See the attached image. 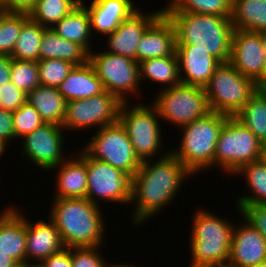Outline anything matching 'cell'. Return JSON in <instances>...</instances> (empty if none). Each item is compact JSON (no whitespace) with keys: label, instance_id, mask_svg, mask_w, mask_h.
<instances>
[{"label":"cell","instance_id":"1","mask_svg":"<svg viewBox=\"0 0 266 267\" xmlns=\"http://www.w3.org/2000/svg\"><path fill=\"white\" fill-rule=\"evenodd\" d=\"M191 176L194 175L171 152L156 160L143 161L132 177L130 205H135L130 216L132 225L145 226L149 219L170 207Z\"/></svg>","mask_w":266,"mask_h":267},{"label":"cell","instance_id":"2","mask_svg":"<svg viewBox=\"0 0 266 267\" xmlns=\"http://www.w3.org/2000/svg\"><path fill=\"white\" fill-rule=\"evenodd\" d=\"M47 217L66 248L104 245L107 227L102 206L87 198H53ZM53 203V204H52ZM104 239V240H103Z\"/></svg>","mask_w":266,"mask_h":267},{"label":"cell","instance_id":"3","mask_svg":"<svg viewBox=\"0 0 266 267\" xmlns=\"http://www.w3.org/2000/svg\"><path fill=\"white\" fill-rule=\"evenodd\" d=\"M172 22L176 44H192L208 51L221 63L231 57L234 27L230 17L189 12H163Z\"/></svg>","mask_w":266,"mask_h":267},{"label":"cell","instance_id":"4","mask_svg":"<svg viewBox=\"0 0 266 267\" xmlns=\"http://www.w3.org/2000/svg\"><path fill=\"white\" fill-rule=\"evenodd\" d=\"M189 235V267H215L229 259L235 223L208 209L195 210ZM228 220V221H227Z\"/></svg>","mask_w":266,"mask_h":267},{"label":"cell","instance_id":"5","mask_svg":"<svg viewBox=\"0 0 266 267\" xmlns=\"http://www.w3.org/2000/svg\"><path fill=\"white\" fill-rule=\"evenodd\" d=\"M230 116L209 112L182 128L177 148L170 152L193 174L214 167V155L220 131Z\"/></svg>","mask_w":266,"mask_h":267},{"label":"cell","instance_id":"6","mask_svg":"<svg viewBox=\"0 0 266 267\" xmlns=\"http://www.w3.org/2000/svg\"><path fill=\"white\" fill-rule=\"evenodd\" d=\"M130 102H123L121 105L119 121L127 131L136 156L141 162L156 159V156L164 157L170 149L166 152L163 150L168 146H164L163 126L159 124L160 117L155 106L141 101L132 106Z\"/></svg>","mask_w":266,"mask_h":267},{"label":"cell","instance_id":"7","mask_svg":"<svg viewBox=\"0 0 266 267\" xmlns=\"http://www.w3.org/2000/svg\"><path fill=\"white\" fill-rule=\"evenodd\" d=\"M204 90L210 111L235 117L257 91V83L228 62L214 71Z\"/></svg>","mask_w":266,"mask_h":267},{"label":"cell","instance_id":"8","mask_svg":"<svg viewBox=\"0 0 266 267\" xmlns=\"http://www.w3.org/2000/svg\"><path fill=\"white\" fill-rule=\"evenodd\" d=\"M262 142L239 120L229 117L216 144L214 168L233 175L243 165L259 160Z\"/></svg>","mask_w":266,"mask_h":267},{"label":"cell","instance_id":"9","mask_svg":"<svg viewBox=\"0 0 266 267\" xmlns=\"http://www.w3.org/2000/svg\"><path fill=\"white\" fill-rule=\"evenodd\" d=\"M157 91L159 92L153 98L152 104L166 124L170 123L181 129L211 112L204 87L181 83Z\"/></svg>","mask_w":266,"mask_h":267},{"label":"cell","instance_id":"10","mask_svg":"<svg viewBox=\"0 0 266 267\" xmlns=\"http://www.w3.org/2000/svg\"><path fill=\"white\" fill-rule=\"evenodd\" d=\"M83 146L82 150L89 157L121 169L131 177L142 163L136 156L127 131L119 120L96 130L87 145Z\"/></svg>","mask_w":266,"mask_h":267},{"label":"cell","instance_id":"11","mask_svg":"<svg viewBox=\"0 0 266 267\" xmlns=\"http://www.w3.org/2000/svg\"><path fill=\"white\" fill-rule=\"evenodd\" d=\"M76 153L86 162L87 196L96 205L104 203H131L132 177L108 163L89 157L82 148Z\"/></svg>","mask_w":266,"mask_h":267},{"label":"cell","instance_id":"12","mask_svg":"<svg viewBox=\"0 0 266 267\" xmlns=\"http://www.w3.org/2000/svg\"><path fill=\"white\" fill-rule=\"evenodd\" d=\"M89 63L102 81L104 89L115 94L122 102H129L141 92L139 63L129 57L104 50L89 53ZM132 95V96H130Z\"/></svg>","mask_w":266,"mask_h":267},{"label":"cell","instance_id":"13","mask_svg":"<svg viewBox=\"0 0 266 267\" xmlns=\"http://www.w3.org/2000/svg\"><path fill=\"white\" fill-rule=\"evenodd\" d=\"M123 102L108 91L91 98L73 100L66 103L65 118L62 127L65 131H86L114 124L119 120V111ZM85 129V130H84Z\"/></svg>","mask_w":266,"mask_h":267},{"label":"cell","instance_id":"14","mask_svg":"<svg viewBox=\"0 0 266 267\" xmlns=\"http://www.w3.org/2000/svg\"><path fill=\"white\" fill-rule=\"evenodd\" d=\"M66 131L62 126L52 123H44L36 128L33 132L23 136L21 141L20 154L25 160H30L29 163L40 167L43 171L51 170L53 167L62 163L68 153L64 150V134ZM23 146V147H22Z\"/></svg>","mask_w":266,"mask_h":267},{"label":"cell","instance_id":"15","mask_svg":"<svg viewBox=\"0 0 266 267\" xmlns=\"http://www.w3.org/2000/svg\"><path fill=\"white\" fill-rule=\"evenodd\" d=\"M139 9L111 34L106 35L105 50L111 54H119L136 61L137 45L146 29L163 13V8L155 11ZM143 12V13H142Z\"/></svg>","mask_w":266,"mask_h":267},{"label":"cell","instance_id":"16","mask_svg":"<svg viewBox=\"0 0 266 267\" xmlns=\"http://www.w3.org/2000/svg\"><path fill=\"white\" fill-rule=\"evenodd\" d=\"M264 49L259 32L234 30L230 63L256 83L265 78Z\"/></svg>","mask_w":266,"mask_h":267},{"label":"cell","instance_id":"17","mask_svg":"<svg viewBox=\"0 0 266 267\" xmlns=\"http://www.w3.org/2000/svg\"><path fill=\"white\" fill-rule=\"evenodd\" d=\"M241 224H236L232 233L229 264L236 267H249L266 261V240L243 217ZM239 226V227H238Z\"/></svg>","mask_w":266,"mask_h":267},{"label":"cell","instance_id":"18","mask_svg":"<svg viewBox=\"0 0 266 267\" xmlns=\"http://www.w3.org/2000/svg\"><path fill=\"white\" fill-rule=\"evenodd\" d=\"M180 79L183 84L205 87L221 62L192 44H176Z\"/></svg>","mask_w":266,"mask_h":267},{"label":"cell","instance_id":"19","mask_svg":"<svg viewBox=\"0 0 266 267\" xmlns=\"http://www.w3.org/2000/svg\"><path fill=\"white\" fill-rule=\"evenodd\" d=\"M84 2L81 0L80 3L89 14L92 35L94 32L103 36L113 33L139 9L132 0H91L90 5Z\"/></svg>","mask_w":266,"mask_h":267},{"label":"cell","instance_id":"20","mask_svg":"<svg viewBox=\"0 0 266 267\" xmlns=\"http://www.w3.org/2000/svg\"><path fill=\"white\" fill-rule=\"evenodd\" d=\"M176 52V32L172 22L162 13L144 32L137 45L138 63Z\"/></svg>","mask_w":266,"mask_h":267},{"label":"cell","instance_id":"21","mask_svg":"<svg viewBox=\"0 0 266 267\" xmlns=\"http://www.w3.org/2000/svg\"><path fill=\"white\" fill-rule=\"evenodd\" d=\"M28 219L26 216V263L43 262L64 248L59 231L49 218L36 222Z\"/></svg>","mask_w":266,"mask_h":267},{"label":"cell","instance_id":"22","mask_svg":"<svg viewBox=\"0 0 266 267\" xmlns=\"http://www.w3.org/2000/svg\"><path fill=\"white\" fill-rule=\"evenodd\" d=\"M73 153L71 152L72 155L67 156L62 163L51 169V172L52 170L57 172L54 173L57 176L54 198H86L87 196L86 162L76 152L73 151Z\"/></svg>","mask_w":266,"mask_h":267},{"label":"cell","instance_id":"23","mask_svg":"<svg viewBox=\"0 0 266 267\" xmlns=\"http://www.w3.org/2000/svg\"><path fill=\"white\" fill-rule=\"evenodd\" d=\"M15 208L0 223V253L7 254L20 266L26 263V216Z\"/></svg>","mask_w":266,"mask_h":267},{"label":"cell","instance_id":"24","mask_svg":"<svg viewBox=\"0 0 266 267\" xmlns=\"http://www.w3.org/2000/svg\"><path fill=\"white\" fill-rule=\"evenodd\" d=\"M58 90L67 102L91 98L105 91L102 81L89 61L83 65L74 66Z\"/></svg>","mask_w":266,"mask_h":267},{"label":"cell","instance_id":"25","mask_svg":"<svg viewBox=\"0 0 266 267\" xmlns=\"http://www.w3.org/2000/svg\"><path fill=\"white\" fill-rule=\"evenodd\" d=\"M39 48L40 60L61 59L78 66L87 63L89 58L81 45L60 37L52 27L44 29Z\"/></svg>","mask_w":266,"mask_h":267},{"label":"cell","instance_id":"26","mask_svg":"<svg viewBox=\"0 0 266 267\" xmlns=\"http://www.w3.org/2000/svg\"><path fill=\"white\" fill-rule=\"evenodd\" d=\"M52 29L64 39L81 45L88 53L92 51V30L87 9L80 3ZM92 46V47H91Z\"/></svg>","mask_w":266,"mask_h":267},{"label":"cell","instance_id":"27","mask_svg":"<svg viewBox=\"0 0 266 267\" xmlns=\"http://www.w3.org/2000/svg\"><path fill=\"white\" fill-rule=\"evenodd\" d=\"M27 102L34 107L45 123L62 126L67 101L59 93L58 88L38 85L27 95Z\"/></svg>","mask_w":266,"mask_h":267},{"label":"cell","instance_id":"28","mask_svg":"<svg viewBox=\"0 0 266 267\" xmlns=\"http://www.w3.org/2000/svg\"><path fill=\"white\" fill-rule=\"evenodd\" d=\"M140 82L149 80L159 83L162 90L181 84L178 58L176 52L166 57L148 59L139 63Z\"/></svg>","mask_w":266,"mask_h":267},{"label":"cell","instance_id":"29","mask_svg":"<svg viewBox=\"0 0 266 267\" xmlns=\"http://www.w3.org/2000/svg\"><path fill=\"white\" fill-rule=\"evenodd\" d=\"M230 19L234 30H266V0H232Z\"/></svg>","mask_w":266,"mask_h":267},{"label":"cell","instance_id":"30","mask_svg":"<svg viewBox=\"0 0 266 267\" xmlns=\"http://www.w3.org/2000/svg\"><path fill=\"white\" fill-rule=\"evenodd\" d=\"M243 176L251 194L237 197L235 205L266 204V166L256 160L243 165L232 177Z\"/></svg>","mask_w":266,"mask_h":267},{"label":"cell","instance_id":"31","mask_svg":"<svg viewBox=\"0 0 266 267\" xmlns=\"http://www.w3.org/2000/svg\"><path fill=\"white\" fill-rule=\"evenodd\" d=\"M45 28L29 18L21 28L15 48L10 57L16 60L38 62L40 60L39 47Z\"/></svg>","mask_w":266,"mask_h":267},{"label":"cell","instance_id":"32","mask_svg":"<svg viewBox=\"0 0 266 267\" xmlns=\"http://www.w3.org/2000/svg\"><path fill=\"white\" fill-rule=\"evenodd\" d=\"M262 143L266 141V101L256 91L235 115Z\"/></svg>","mask_w":266,"mask_h":267},{"label":"cell","instance_id":"33","mask_svg":"<svg viewBox=\"0 0 266 267\" xmlns=\"http://www.w3.org/2000/svg\"><path fill=\"white\" fill-rule=\"evenodd\" d=\"M80 2L81 0H38L28 16L41 26L51 28L67 16Z\"/></svg>","mask_w":266,"mask_h":267},{"label":"cell","instance_id":"34","mask_svg":"<svg viewBox=\"0 0 266 267\" xmlns=\"http://www.w3.org/2000/svg\"><path fill=\"white\" fill-rule=\"evenodd\" d=\"M163 12H189L231 17L232 0H169Z\"/></svg>","mask_w":266,"mask_h":267},{"label":"cell","instance_id":"35","mask_svg":"<svg viewBox=\"0 0 266 267\" xmlns=\"http://www.w3.org/2000/svg\"><path fill=\"white\" fill-rule=\"evenodd\" d=\"M29 19L26 13L0 11V54L11 56L23 24Z\"/></svg>","mask_w":266,"mask_h":267},{"label":"cell","instance_id":"36","mask_svg":"<svg viewBox=\"0 0 266 267\" xmlns=\"http://www.w3.org/2000/svg\"><path fill=\"white\" fill-rule=\"evenodd\" d=\"M11 83L27 95L33 91L40 85L37 61L11 58Z\"/></svg>","mask_w":266,"mask_h":267},{"label":"cell","instance_id":"37","mask_svg":"<svg viewBox=\"0 0 266 267\" xmlns=\"http://www.w3.org/2000/svg\"><path fill=\"white\" fill-rule=\"evenodd\" d=\"M38 71L40 85L58 88L75 66L71 62L61 59L39 60Z\"/></svg>","mask_w":266,"mask_h":267},{"label":"cell","instance_id":"38","mask_svg":"<svg viewBox=\"0 0 266 267\" xmlns=\"http://www.w3.org/2000/svg\"><path fill=\"white\" fill-rule=\"evenodd\" d=\"M14 140L21 139L23 136L33 132L45 122L40 114L29 103L25 102L20 108L12 112Z\"/></svg>","mask_w":266,"mask_h":267},{"label":"cell","instance_id":"39","mask_svg":"<svg viewBox=\"0 0 266 267\" xmlns=\"http://www.w3.org/2000/svg\"><path fill=\"white\" fill-rule=\"evenodd\" d=\"M101 247H71L72 267H105L108 261L101 253Z\"/></svg>","mask_w":266,"mask_h":267},{"label":"cell","instance_id":"40","mask_svg":"<svg viewBox=\"0 0 266 267\" xmlns=\"http://www.w3.org/2000/svg\"><path fill=\"white\" fill-rule=\"evenodd\" d=\"M239 216L246 219L266 240V204L235 205Z\"/></svg>","mask_w":266,"mask_h":267},{"label":"cell","instance_id":"41","mask_svg":"<svg viewBox=\"0 0 266 267\" xmlns=\"http://www.w3.org/2000/svg\"><path fill=\"white\" fill-rule=\"evenodd\" d=\"M27 101V94L9 82L0 86V109L14 112Z\"/></svg>","mask_w":266,"mask_h":267},{"label":"cell","instance_id":"42","mask_svg":"<svg viewBox=\"0 0 266 267\" xmlns=\"http://www.w3.org/2000/svg\"><path fill=\"white\" fill-rule=\"evenodd\" d=\"M11 140H14L12 112L0 109V145L7 150Z\"/></svg>","mask_w":266,"mask_h":267},{"label":"cell","instance_id":"43","mask_svg":"<svg viewBox=\"0 0 266 267\" xmlns=\"http://www.w3.org/2000/svg\"><path fill=\"white\" fill-rule=\"evenodd\" d=\"M38 0H4L0 11L29 14Z\"/></svg>","mask_w":266,"mask_h":267},{"label":"cell","instance_id":"44","mask_svg":"<svg viewBox=\"0 0 266 267\" xmlns=\"http://www.w3.org/2000/svg\"><path fill=\"white\" fill-rule=\"evenodd\" d=\"M42 263L45 267H72L71 248L64 247L60 252L47 257Z\"/></svg>","mask_w":266,"mask_h":267},{"label":"cell","instance_id":"45","mask_svg":"<svg viewBox=\"0 0 266 267\" xmlns=\"http://www.w3.org/2000/svg\"><path fill=\"white\" fill-rule=\"evenodd\" d=\"M11 82V57L0 54V86Z\"/></svg>","mask_w":266,"mask_h":267},{"label":"cell","instance_id":"46","mask_svg":"<svg viewBox=\"0 0 266 267\" xmlns=\"http://www.w3.org/2000/svg\"><path fill=\"white\" fill-rule=\"evenodd\" d=\"M0 267H20L9 255L0 253Z\"/></svg>","mask_w":266,"mask_h":267},{"label":"cell","instance_id":"47","mask_svg":"<svg viewBox=\"0 0 266 267\" xmlns=\"http://www.w3.org/2000/svg\"><path fill=\"white\" fill-rule=\"evenodd\" d=\"M257 92L265 99L266 101V77L257 82Z\"/></svg>","mask_w":266,"mask_h":267},{"label":"cell","instance_id":"48","mask_svg":"<svg viewBox=\"0 0 266 267\" xmlns=\"http://www.w3.org/2000/svg\"><path fill=\"white\" fill-rule=\"evenodd\" d=\"M259 34H260L261 43H262V46H263V49H264L263 59H264L265 77H266V30L260 31Z\"/></svg>","mask_w":266,"mask_h":267},{"label":"cell","instance_id":"49","mask_svg":"<svg viewBox=\"0 0 266 267\" xmlns=\"http://www.w3.org/2000/svg\"><path fill=\"white\" fill-rule=\"evenodd\" d=\"M15 204L13 206H6L7 208L4 207V209L1 211L0 210V223L6 218V216L15 208L14 207Z\"/></svg>","mask_w":266,"mask_h":267},{"label":"cell","instance_id":"50","mask_svg":"<svg viewBox=\"0 0 266 267\" xmlns=\"http://www.w3.org/2000/svg\"><path fill=\"white\" fill-rule=\"evenodd\" d=\"M259 160L266 166V144L262 143Z\"/></svg>","mask_w":266,"mask_h":267},{"label":"cell","instance_id":"51","mask_svg":"<svg viewBox=\"0 0 266 267\" xmlns=\"http://www.w3.org/2000/svg\"><path fill=\"white\" fill-rule=\"evenodd\" d=\"M105 267H137V265H132V264L129 265L128 263L127 264H123V263L122 264H120V263L112 264L111 262L110 263L106 262Z\"/></svg>","mask_w":266,"mask_h":267},{"label":"cell","instance_id":"52","mask_svg":"<svg viewBox=\"0 0 266 267\" xmlns=\"http://www.w3.org/2000/svg\"><path fill=\"white\" fill-rule=\"evenodd\" d=\"M20 267H45V266L43 265L42 262H37V263L31 262V263H25Z\"/></svg>","mask_w":266,"mask_h":267},{"label":"cell","instance_id":"53","mask_svg":"<svg viewBox=\"0 0 266 267\" xmlns=\"http://www.w3.org/2000/svg\"><path fill=\"white\" fill-rule=\"evenodd\" d=\"M249 267H266V261L260 262L259 264L249 266Z\"/></svg>","mask_w":266,"mask_h":267},{"label":"cell","instance_id":"54","mask_svg":"<svg viewBox=\"0 0 266 267\" xmlns=\"http://www.w3.org/2000/svg\"><path fill=\"white\" fill-rule=\"evenodd\" d=\"M215 267H236V266H233L229 263H226V264H221V265H218V266H215Z\"/></svg>","mask_w":266,"mask_h":267},{"label":"cell","instance_id":"55","mask_svg":"<svg viewBox=\"0 0 266 267\" xmlns=\"http://www.w3.org/2000/svg\"><path fill=\"white\" fill-rule=\"evenodd\" d=\"M5 152H6V149L0 145V158L3 155V153L5 154Z\"/></svg>","mask_w":266,"mask_h":267},{"label":"cell","instance_id":"56","mask_svg":"<svg viewBox=\"0 0 266 267\" xmlns=\"http://www.w3.org/2000/svg\"><path fill=\"white\" fill-rule=\"evenodd\" d=\"M4 0H0V8L3 6Z\"/></svg>","mask_w":266,"mask_h":267}]
</instances>
